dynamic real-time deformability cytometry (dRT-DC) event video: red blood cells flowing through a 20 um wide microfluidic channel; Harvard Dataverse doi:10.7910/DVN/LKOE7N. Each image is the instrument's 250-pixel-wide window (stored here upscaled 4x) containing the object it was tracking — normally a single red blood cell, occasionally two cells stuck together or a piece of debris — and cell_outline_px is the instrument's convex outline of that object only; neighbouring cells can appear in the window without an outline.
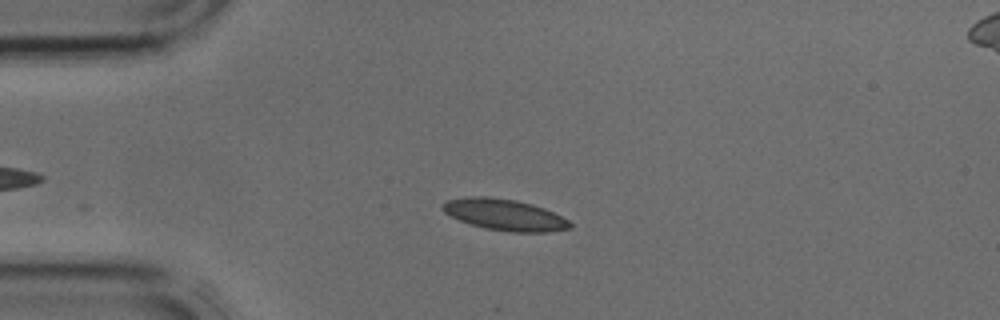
{"species": "common noctule bat (a hibernating species)", "species_latin": "Nyctalus noctula", "temperature_condition": "cold", "stored_images_in_passage": 36, "camera_frame_rate_fps": 3000, "um_per_image_px": 0.085, "animal": {"sex": "male", "body_mass_g": 17.9, "forearm_length_mm": 54.2}, "frame": {"image": 1, "passage_image": 9, "time_ms": 2.667, "image_size_px": [1000, 320], "cell_outline_px": [[572, 228], [548, 232], [512, 232], [484, 228], [460, 220], [444, 212], [440, 208], [448, 200], [472, 196], [488, 196], [516, 200], [532, 204], [544, 208], [568, 220], [572, 224]], "centroid_in_image_um": [42.91, 18.25], "position_along_channel_um": 42.1, "area_um2": 23.06}}
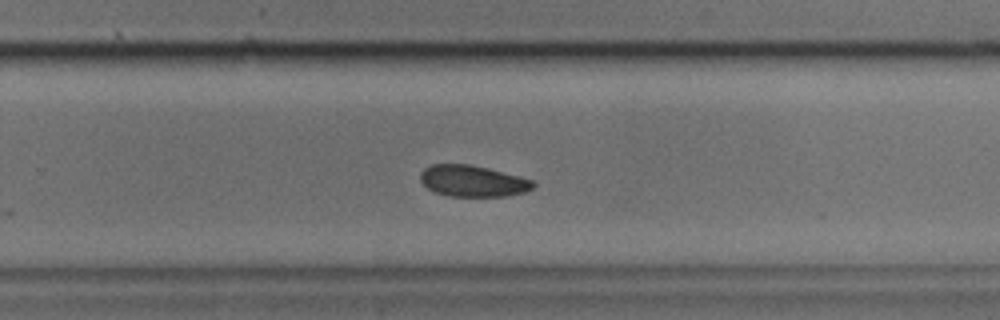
{"frame": {"image": 2, "passage_image": 26, "time_ms": 8.333, "image_size_px": [1000, 320], "cell_outline_px": [[536, 184], [532, 188], [524, 192], [504, 196], [448, 196], [436, 192], [428, 188], [420, 180], [420, 172], [424, 168], [432, 164], [468, 164], [488, 168], [520, 176], [532, 180]], "centroid_in_image_um": [40.17, 15.38], "position_along_channel_um": 289.6, "area_um2": 20.52}}
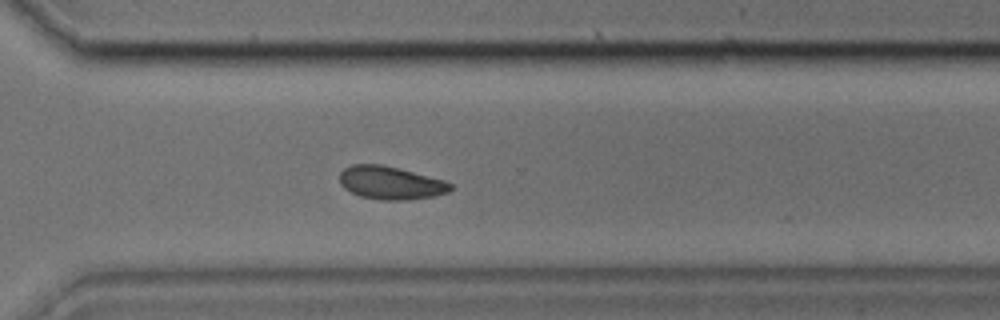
{"frame": {"image": 3, "passage_image": 29, "time_ms": 9.333, "image_size_px": [1000, 320], "cell_outline_px": [[452, 188], [448, 192], [432, 196], [408, 200], [384, 200], [360, 196], [344, 188], [340, 184], [340, 172], [344, 168], [352, 164], [380, 164], [400, 168], [444, 180], [452, 184]], "centroid_in_image_um": [33.19, 15.53], "position_along_channel_um": 337.4, "area_um2": 21.33}}